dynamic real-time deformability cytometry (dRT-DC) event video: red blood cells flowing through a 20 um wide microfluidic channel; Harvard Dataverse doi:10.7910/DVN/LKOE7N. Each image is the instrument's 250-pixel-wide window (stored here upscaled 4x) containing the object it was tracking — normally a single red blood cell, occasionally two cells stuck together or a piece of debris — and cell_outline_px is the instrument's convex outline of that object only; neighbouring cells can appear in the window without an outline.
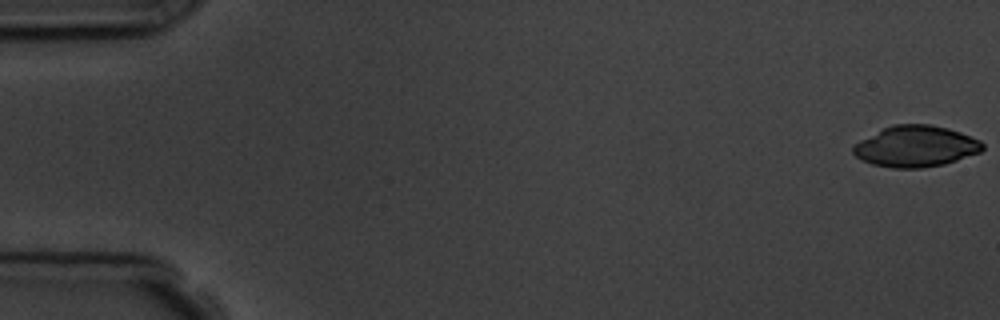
{"species": "common noctule bat (a hibernating species)", "species_latin": "Nyctalus noctula", "temperature_condition": "room temperature", "stored_images_in_passage": 7, "camera_frame_rate_fps": 3000, "um_per_image_px": 0.085, "animal": {"sex": "male", "body_mass_g": 19.5, "forearm_length_mm": 54.6}, "frame": {"image": 1, "passage_image": 1, "time_ms": 0.0, "image_size_px": [1000, 320], "cell_outline_px": [[984, 148], [980, 152], [944, 164], [920, 168], [892, 168], [872, 164], [856, 156], [852, 152], [852, 148], [860, 140], [892, 124], [928, 124], [948, 128], [960, 132], [980, 140], [984, 144]], "centroid_in_image_um": [77.85, 12.44], "position_along_channel_um": 7.2, "area_um2": 30.81}}